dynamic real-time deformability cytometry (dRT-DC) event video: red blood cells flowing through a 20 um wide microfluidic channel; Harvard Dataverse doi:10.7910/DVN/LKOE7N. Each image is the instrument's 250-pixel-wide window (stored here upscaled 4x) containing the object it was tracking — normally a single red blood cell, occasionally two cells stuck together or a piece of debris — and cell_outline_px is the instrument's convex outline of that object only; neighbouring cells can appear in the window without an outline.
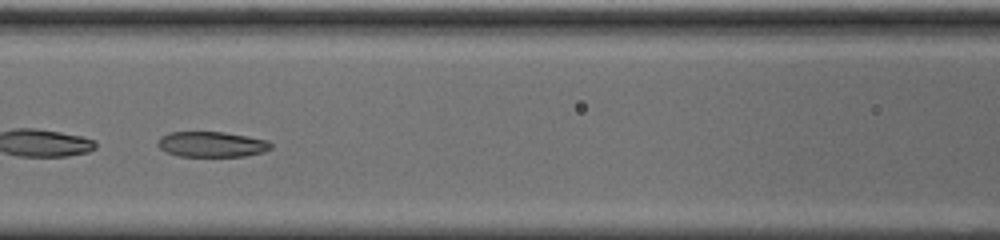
{"species": "common noctule bat (a hibernating species)", "species_latin": "Nyctalus noctula", "temperature_condition": "cold", "stored_images_in_passage": 51, "camera_frame_rate_fps": 3000, "um_per_image_px": 0.085, "animal": {"sex": "male", "body_mass_g": 20.0, "forearm_length_mm": 53.3}, "frame": {"image": 1, "passage_image": 20, "time_ms": 6.333, "image_size_px": [1000, 240], "cell_outline_px": [[272, 148], [264, 152], [244, 156], [180, 156], [164, 152], [156, 144], [160, 136], [168, 132], [224, 132], [248, 136], [268, 140], [272, 144]], "centroid_in_image_um": [17.98, 12.26], "position_along_channel_um": 148.6, "area_um2": 16.94}}
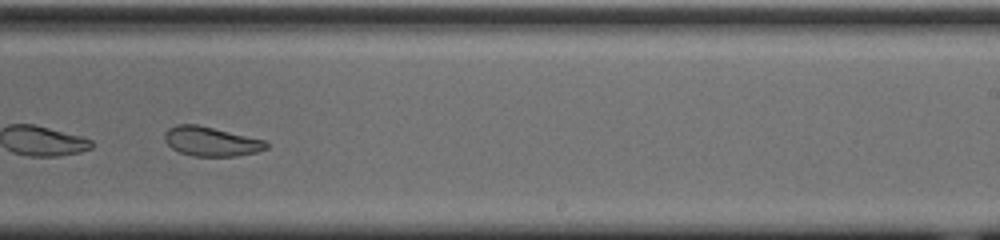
{"frame": {"image": 2, "passage_image": 30, "time_ms": 9.667, "image_size_px": [1000, 240], "cell_outline_px": [[268, 148], [256, 152], [236, 156], [192, 156], [180, 152], [172, 148], [164, 140], [164, 132], [168, 128], [176, 124], [196, 124], [264, 140], [268, 144]], "centroid_in_image_um": [17.91, 12.02], "position_along_channel_um": 271.1, "area_um2": 17.28}}
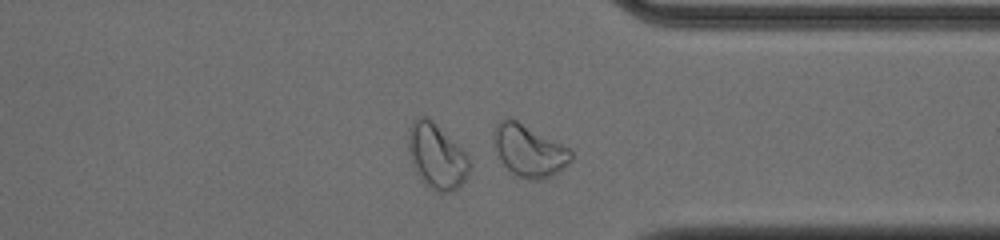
{"frame": {"image": 3, "passage_image": 38, "time_ms": 12.333, "image_size_px": [1000, 240], "cell_outline_px": [[572, 160], [568, 164], [544, 180], [528, 180], [516, 176], [504, 164], [496, 152], [492, 132], [496, 124], [508, 116], [572, 148]], "centroid_in_image_um": [44.98, 12.8], "position_along_channel_um": 366.4, "area_um2": 23.58}, "authors_computed_cell_mechanics": {"area_um2": 23.5824, "velocity_mm_per_s": 3.684, "shape_relaxation_time_tau1_ms": null, "shape_relaxation_time_tau2_ms": 2.7997, "deformation_change_tau1": null, "deformation_change_tau2": 0.0875}}